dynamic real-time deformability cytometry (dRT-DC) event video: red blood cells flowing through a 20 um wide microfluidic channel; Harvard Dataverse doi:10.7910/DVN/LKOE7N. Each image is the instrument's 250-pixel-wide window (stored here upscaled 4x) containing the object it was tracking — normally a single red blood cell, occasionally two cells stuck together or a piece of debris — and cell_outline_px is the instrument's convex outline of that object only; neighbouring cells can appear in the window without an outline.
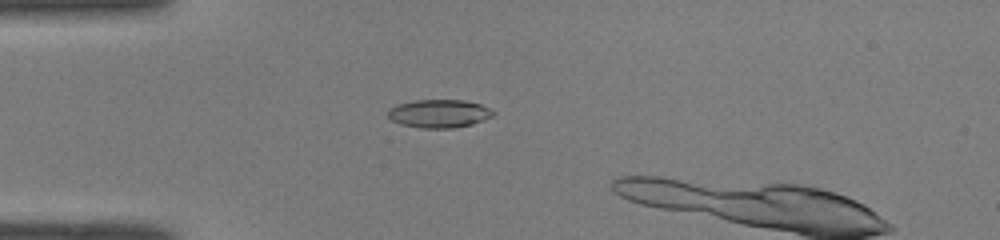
{"species": "common noctule bat (a hibernating species)", "species_latin": "Nyctalus noctula", "temperature_condition": "room temperature", "stored_images_in_passage": 19, "camera_frame_rate_fps": 3000, "um_per_image_px": 0.085, "animal": {"sex": "male", "body_mass_g": 19.0, "forearm_length_mm": 50.8}, "frame": {"image": 1, "passage_image": 14, "time_ms": 4.333, "image_size_px": [1000, 240], "cell_outline_px": [[496, 112], [492, 116], [484, 120], [472, 124], [452, 128], [420, 128], [400, 124], [392, 120], [388, 116], [388, 108], [396, 104], [416, 100], [464, 100], [480, 104]], "centroid_in_image_um": [37.3, 9.65], "position_along_channel_um": 47.7, "area_um2": 17.34}}